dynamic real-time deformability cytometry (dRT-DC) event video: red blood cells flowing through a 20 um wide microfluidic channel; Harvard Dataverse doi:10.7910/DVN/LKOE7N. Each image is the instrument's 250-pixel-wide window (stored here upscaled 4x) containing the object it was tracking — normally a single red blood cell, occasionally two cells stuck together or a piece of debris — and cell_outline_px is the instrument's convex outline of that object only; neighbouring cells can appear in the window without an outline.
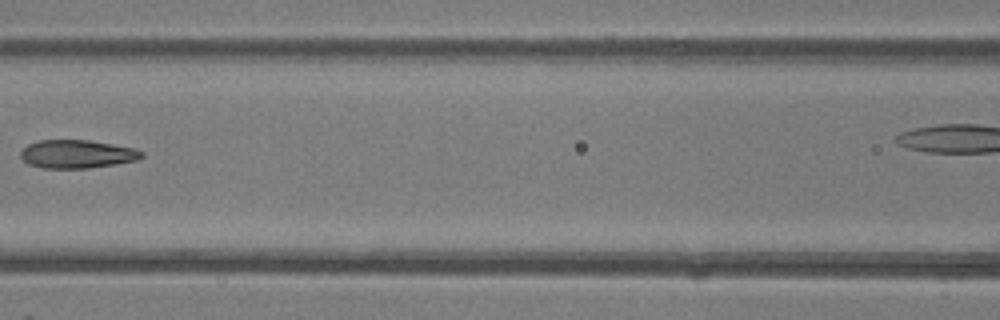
{"species": "common noctule bat (a hibernating species)", "species_latin": "Nyctalus noctula", "temperature_condition": "room temperature", "stored_images_in_passage": 7, "segment_of_instrument_passage": [1, 2], "camera_frame_rate_fps": 3000, "um_per_image_px": 0.085, "animal": {"sex": "female"}, "frame": {"image": 1, "passage_image": 6, "time_ms": 5.667, "image_size_px": [1000, 320], "cell_outline_px": [[144, 156], [136, 160], [88, 168], [44, 168], [28, 164], [20, 156], [20, 152], [28, 144], [40, 140], [88, 140], [112, 144], [132, 148], [144, 152]], "centroid_in_image_um": [6.52, 13.09], "position_along_channel_um": 160.1, "area_um2": 19.71}}